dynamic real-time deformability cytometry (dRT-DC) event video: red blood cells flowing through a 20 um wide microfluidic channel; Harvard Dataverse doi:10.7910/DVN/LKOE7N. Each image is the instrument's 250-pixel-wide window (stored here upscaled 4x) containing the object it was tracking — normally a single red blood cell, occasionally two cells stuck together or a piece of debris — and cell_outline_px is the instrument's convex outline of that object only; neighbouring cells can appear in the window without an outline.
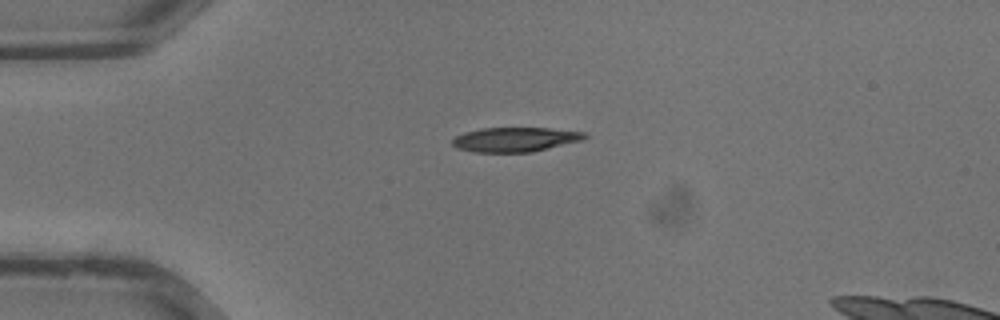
{"species": "common noctule bat (a hibernating species)", "species_latin": "Nyctalus noctula", "temperature_condition": "warm", "stored_images_in_passage": 28, "camera_frame_rate_fps": 3000, "um_per_image_px": 0.085, "animal": {"sex": "male", "body_mass_g": 13.3}, "frame": {"image": 1, "passage_image": 1, "time_ms": 0.0, "image_size_px": [1000, 320], "cell_outline_px": [[588, 136], [584, 140], [532, 152], [472, 152], [456, 148], [452, 144], [452, 140], [456, 136], [464, 132], [480, 128], [548, 128], [584, 132]], "centroid_in_image_um": [43.78, 11.86], "position_along_channel_um": 41.2, "area_um2": 18.96}}
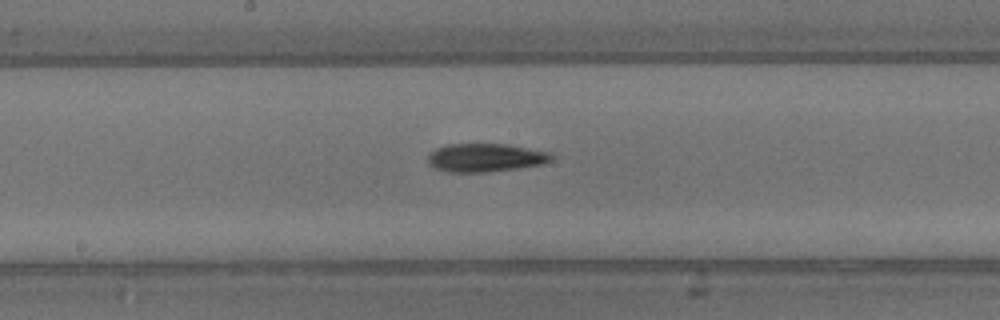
{"frame": {"image": 2, "passage_image": 11, "time_ms": 3.333, "image_size_px": [1000, 320], "cell_outline_px": [[552, 160], [544, 164], [520, 168], [488, 172], [448, 172], [432, 168], [428, 164], [428, 156], [436, 148], [448, 144], [508, 144], [552, 152]], "centroid_in_image_um": [41.28, 13.4], "position_along_channel_um": 206.9, "area_um2": 20.69}}
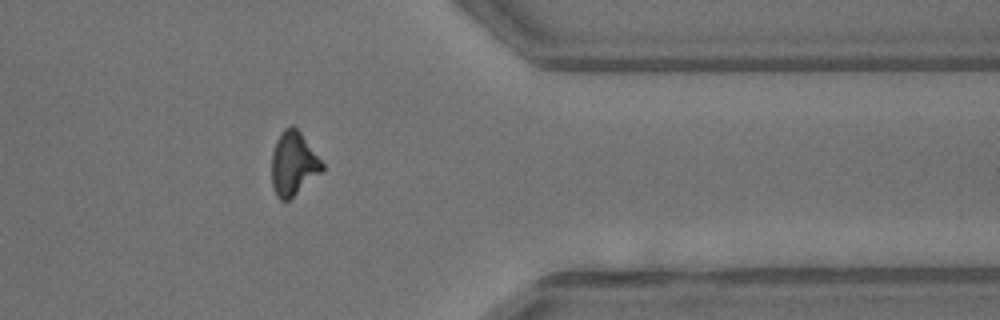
{"frame": {"image": 3, "passage_image": 21, "time_ms": 6.667, "image_size_px": [1000, 320], "cell_outline_px": [[324, 172], [288, 200], [280, 200], [276, 196], [272, 184], [272, 152], [276, 140], [280, 132], [284, 128], [292, 124], [300, 132], [324, 164]], "centroid_in_image_um": [24.95, 13.91], "position_along_channel_um": 386.5, "area_um2": 18.9}}